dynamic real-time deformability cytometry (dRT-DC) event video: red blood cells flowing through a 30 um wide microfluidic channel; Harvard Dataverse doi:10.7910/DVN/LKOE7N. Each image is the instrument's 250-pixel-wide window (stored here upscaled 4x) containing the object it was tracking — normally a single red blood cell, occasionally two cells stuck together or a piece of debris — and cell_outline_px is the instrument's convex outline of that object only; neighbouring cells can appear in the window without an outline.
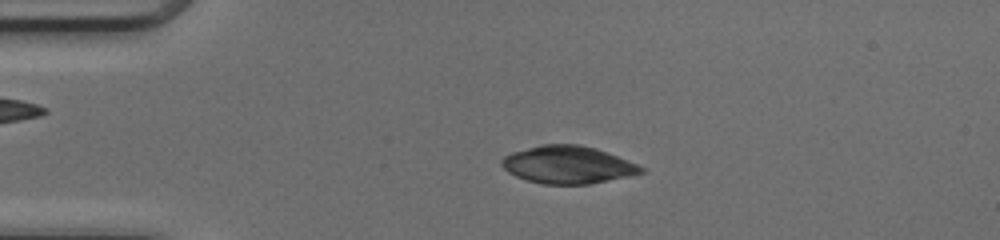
{"species": "common noctule bat (a hibernating species)", "species_latin": "Nyctalus noctula", "temperature_condition": "cold", "stored_images_in_passage": 41, "camera_frame_rate_fps": 3000, "um_per_image_px": 0.085, "animal": {"sex": "female", "body_mass_g": 17.0, "forearm_length_mm": 48.0}, "frame": {"image": 1, "passage_image": 3, "time_ms": 0.667, "image_size_px": [1000, 240], "cell_outline_px": [[644, 172], [628, 176], [588, 184], [544, 184], [528, 180], [516, 176], [508, 172], [500, 164], [500, 160], [504, 156], [512, 152], [544, 144], [580, 144], [596, 148], [636, 164], [644, 168]], "centroid_in_image_um": [48.23, 14.0], "position_along_channel_um": 36.8, "area_um2": 30.17}}